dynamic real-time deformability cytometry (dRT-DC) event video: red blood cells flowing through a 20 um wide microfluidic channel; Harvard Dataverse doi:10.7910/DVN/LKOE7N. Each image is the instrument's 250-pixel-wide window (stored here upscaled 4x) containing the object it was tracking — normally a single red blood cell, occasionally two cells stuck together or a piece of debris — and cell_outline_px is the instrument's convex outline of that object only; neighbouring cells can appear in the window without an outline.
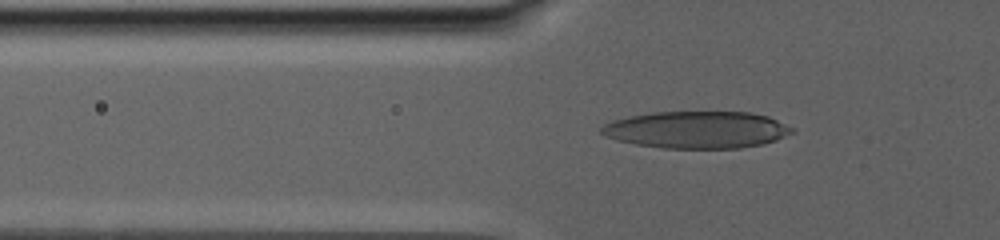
{"species": "human", "species_latin": "Homo sapiens", "temperature_condition": "warm", "stored_images_in_passage": 21, "camera_frame_rate_fps": 3000, "um_per_image_px": 0.085, "donor": {"sex": "male"}, "frame": {"image": 1, "passage_image": 18, "time_ms": 9.667, "image_size_px": [1000, 240], "cell_outline_px": [[796, 132], [776, 140], [760, 144], [740, 148], [664, 148], [636, 144], [616, 140], [604, 136], [600, 132], [600, 128], [604, 124], [612, 120], [628, 116], [652, 112], [748, 112], [768, 116], [792, 128]], "centroid_in_image_um": [59.19, 11.03], "position_along_channel_um": 66.6, "area_um2": 41.15}}